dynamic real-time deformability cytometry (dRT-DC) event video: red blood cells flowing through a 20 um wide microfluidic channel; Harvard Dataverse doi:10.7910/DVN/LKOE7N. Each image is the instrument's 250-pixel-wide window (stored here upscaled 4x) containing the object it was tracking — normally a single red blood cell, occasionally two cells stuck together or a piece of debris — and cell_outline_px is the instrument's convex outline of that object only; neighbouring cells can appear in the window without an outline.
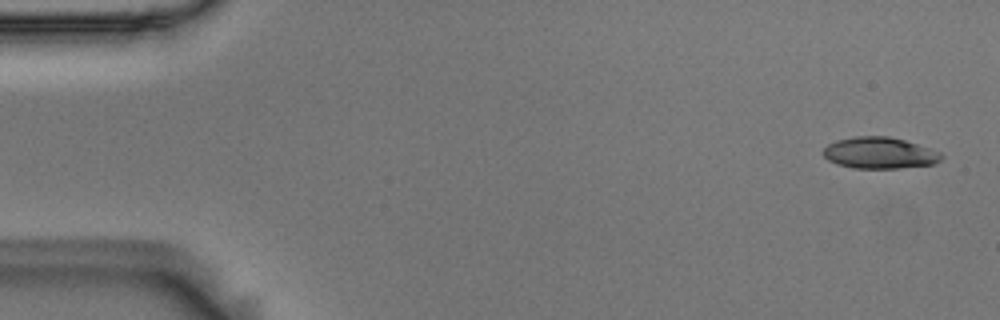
{"species": "Egyptian fruit bat (a non-hibernating species)", "species_latin": "Rousettus aegyptiacus", "temperature_condition": "room temperature", "stored_images_in_passage": 6, "camera_frame_rate_fps": 3000, "um_per_image_px": 0.085, "animal": {"sex": "male"}, "frame": {"image": 1, "passage_image": 1, "time_ms": 0.0, "image_size_px": [1000, 320], "cell_outline_px": [[944, 156], [936, 164], [900, 168], [852, 168], [836, 164], [828, 160], [824, 156], [824, 148], [828, 144], [836, 140], [852, 136], [888, 136], [904, 140], [940, 152]], "centroid_in_image_um": [74.75, 13.0], "position_along_channel_um": 10.2, "area_um2": 21.68}}